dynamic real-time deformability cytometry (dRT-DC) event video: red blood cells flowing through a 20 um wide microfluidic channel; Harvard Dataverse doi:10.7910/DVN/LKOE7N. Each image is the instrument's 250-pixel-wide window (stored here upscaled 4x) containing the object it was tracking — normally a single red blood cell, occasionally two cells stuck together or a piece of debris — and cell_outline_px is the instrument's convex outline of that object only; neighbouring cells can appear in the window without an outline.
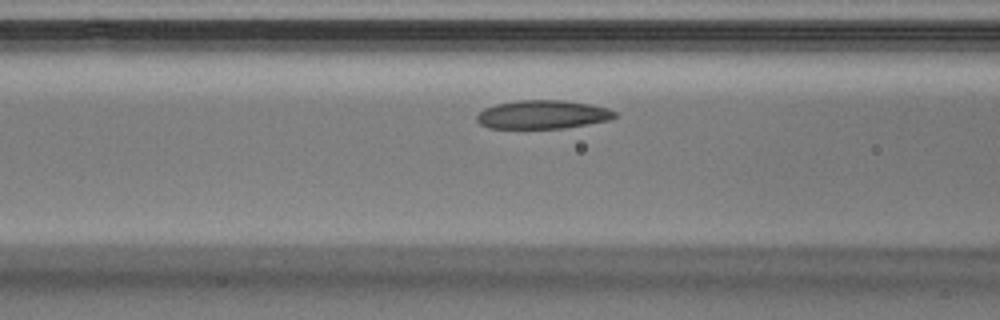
{"species": "Egyptian fruit bat (a non-hibernating species)", "species_latin": "Rousettus aegyptiacus", "temperature_condition": "warm", "stored_images_in_passage": 32, "camera_frame_rate_fps": 3000, "um_per_image_px": 0.085, "animal": {"sex": "male"}, "frame": {"image": 1, "passage_image": 9, "time_ms": 2.667, "image_size_px": [1000, 320], "cell_outline_px": [[616, 116], [608, 120], [588, 124], [564, 128], [488, 128], [480, 124], [476, 120], [476, 116], [484, 108], [496, 104], [520, 100], [564, 100], [588, 104], [608, 108], [616, 112]], "centroid_in_image_um": [46.1, 9.73], "position_along_channel_um": 120.5, "area_um2": 22.89}}
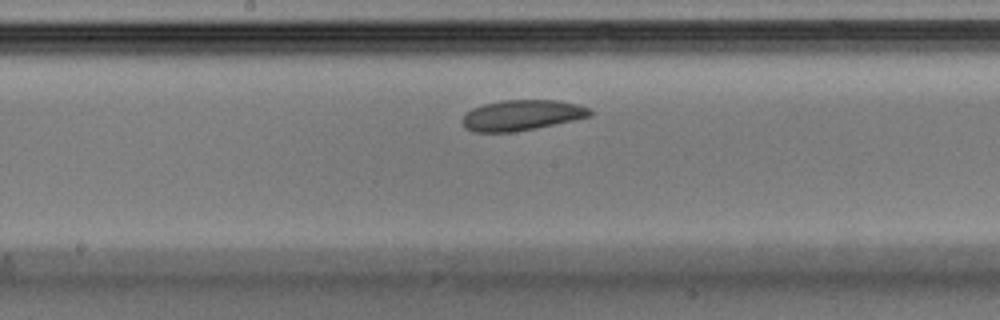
{"frame": {"image": 2, "passage_image": 14, "time_ms": 4.333, "image_size_px": [1000, 320], "cell_outline_px": [[592, 116], [512, 132], [472, 132], [464, 128], [460, 120], [472, 108], [484, 104], [500, 100], [556, 100], [580, 104], [588, 108], [592, 112]], "centroid_in_image_um": [44.31, 9.78], "position_along_channel_um": 203.9, "area_um2": 22.6}}
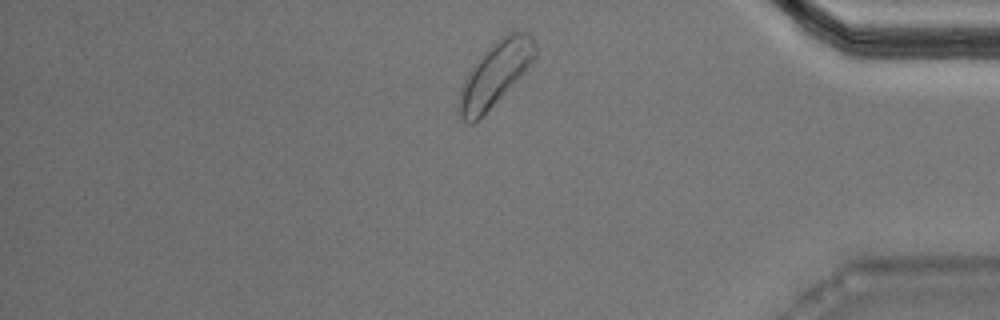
{"frame": {"image": 3, "passage_image": 27, "time_ms": 8.667, "image_size_px": [1000, 320], "cell_outline_px": [[536, 56], [524, 72], [472, 124], [468, 124], [456, 112], [456, 104], [464, 80], [472, 64], [496, 40], [508, 32], [528, 32], [532, 36], [536, 44]], "centroid_in_image_um": [42.05, 6.26], "position_along_channel_um": 393.1, "area_um2": 27.8}}